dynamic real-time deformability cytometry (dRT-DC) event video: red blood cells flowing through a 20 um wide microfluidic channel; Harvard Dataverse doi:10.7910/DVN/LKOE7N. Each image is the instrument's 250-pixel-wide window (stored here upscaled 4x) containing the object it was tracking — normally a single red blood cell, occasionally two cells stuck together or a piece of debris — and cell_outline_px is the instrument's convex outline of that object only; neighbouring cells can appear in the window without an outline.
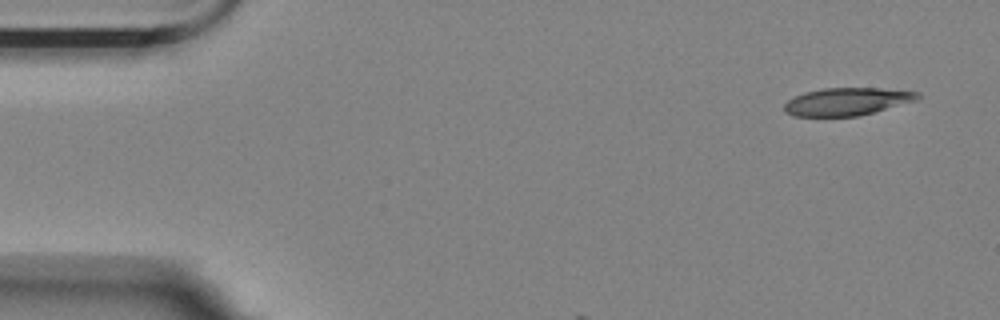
{"species": "Egyptian fruit bat (a non-hibernating species)", "species_latin": "Rousettus aegyptiacus", "temperature_condition": "room temperature", "stored_images_in_passage": 4, "camera_frame_rate_fps": 3000, "um_per_image_px": 0.085, "animal": {"sex": "female"}, "frame": {"image": 1, "passage_image": 1, "time_ms": 0.0, "image_size_px": [1000, 320], "cell_outline_px": [[920, 96], [916, 100], [860, 116], [792, 116], [784, 112], [784, 104], [788, 100], [804, 92], [824, 88], [880, 88], [920, 92]], "centroid_in_image_um": [71.97, 8.63], "position_along_channel_um": 13.0, "area_um2": 21.44}}